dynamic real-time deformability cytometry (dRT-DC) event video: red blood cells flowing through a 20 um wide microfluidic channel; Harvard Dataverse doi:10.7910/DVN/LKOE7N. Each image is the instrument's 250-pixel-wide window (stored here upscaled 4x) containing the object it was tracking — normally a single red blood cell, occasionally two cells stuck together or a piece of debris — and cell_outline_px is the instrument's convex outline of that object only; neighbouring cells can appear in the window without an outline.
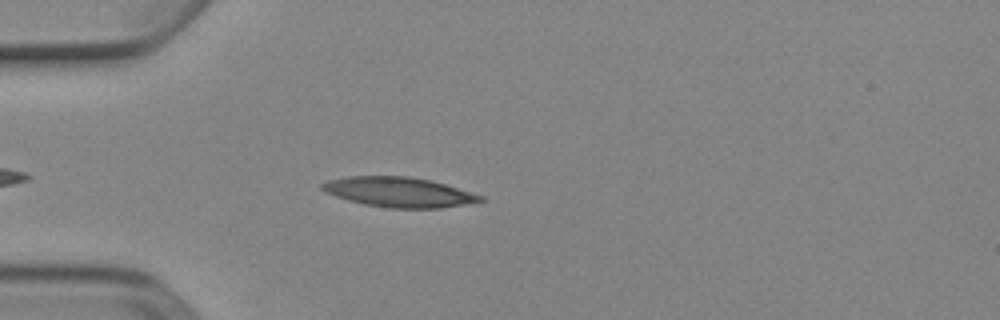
{"species": "Egyptian fruit bat (a non-hibernating species)", "species_latin": "Rousettus aegyptiacus", "temperature_condition": "cold", "stored_images_in_passage": 5, "camera_frame_rate_fps": 3000, "um_per_image_px": 0.085, "animal": {"sex": "female"}, "frame": {"image": 1, "passage_image": 5, "time_ms": 1.333, "image_size_px": [1000, 320], "cell_outline_px": [[488, 200], [440, 208], [388, 208], [364, 204], [348, 200], [324, 192], [320, 188], [320, 184], [328, 180], [348, 176], [408, 176], [432, 180], [484, 196]], "centroid_in_image_um": [33.9, 16.32], "position_along_channel_um": 51.1, "area_um2": 27.69}}